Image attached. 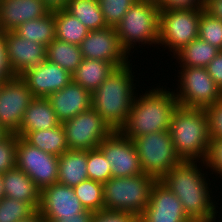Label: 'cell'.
I'll use <instances>...</instances> for the list:
<instances>
[{
  "label": "cell",
  "mask_w": 222,
  "mask_h": 222,
  "mask_svg": "<svg viewBox=\"0 0 222 222\" xmlns=\"http://www.w3.org/2000/svg\"><path fill=\"white\" fill-rule=\"evenodd\" d=\"M217 220H213V221H192V222H216Z\"/></svg>",
  "instance_id": "681fc988"
},
{
  "label": "cell",
  "mask_w": 222,
  "mask_h": 222,
  "mask_svg": "<svg viewBox=\"0 0 222 222\" xmlns=\"http://www.w3.org/2000/svg\"><path fill=\"white\" fill-rule=\"evenodd\" d=\"M3 195L28 203L35 211L40 207L41 190L22 170L15 167L1 174Z\"/></svg>",
  "instance_id": "44dd1931"
},
{
  "label": "cell",
  "mask_w": 222,
  "mask_h": 222,
  "mask_svg": "<svg viewBox=\"0 0 222 222\" xmlns=\"http://www.w3.org/2000/svg\"><path fill=\"white\" fill-rule=\"evenodd\" d=\"M88 178L104 184L111 177V166L104 154L98 149L87 150Z\"/></svg>",
  "instance_id": "836d02e7"
},
{
  "label": "cell",
  "mask_w": 222,
  "mask_h": 222,
  "mask_svg": "<svg viewBox=\"0 0 222 222\" xmlns=\"http://www.w3.org/2000/svg\"><path fill=\"white\" fill-rule=\"evenodd\" d=\"M5 31H0V80L3 82L13 77L6 56Z\"/></svg>",
  "instance_id": "60d3db41"
},
{
  "label": "cell",
  "mask_w": 222,
  "mask_h": 222,
  "mask_svg": "<svg viewBox=\"0 0 222 222\" xmlns=\"http://www.w3.org/2000/svg\"><path fill=\"white\" fill-rule=\"evenodd\" d=\"M204 162L206 163V170L207 168L211 169L210 172H212L210 174L216 175L217 173L218 177H222V139L210 141L209 150Z\"/></svg>",
  "instance_id": "74e56055"
},
{
  "label": "cell",
  "mask_w": 222,
  "mask_h": 222,
  "mask_svg": "<svg viewBox=\"0 0 222 222\" xmlns=\"http://www.w3.org/2000/svg\"><path fill=\"white\" fill-rule=\"evenodd\" d=\"M205 68L222 91V51Z\"/></svg>",
  "instance_id": "b9f144b4"
},
{
  "label": "cell",
  "mask_w": 222,
  "mask_h": 222,
  "mask_svg": "<svg viewBox=\"0 0 222 222\" xmlns=\"http://www.w3.org/2000/svg\"><path fill=\"white\" fill-rule=\"evenodd\" d=\"M139 222H192L179 198L160 181H156L150 200Z\"/></svg>",
  "instance_id": "2e32d148"
},
{
  "label": "cell",
  "mask_w": 222,
  "mask_h": 222,
  "mask_svg": "<svg viewBox=\"0 0 222 222\" xmlns=\"http://www.w3.org/2000/svg\"><path fill=\"white\" fill-rule=\"evenodd\" d=\"M60 124L49 100L35 97L27 107L16 135L23 137L27 132L51 129Z\"/></svg>",
  "instance_id": "7402d4cb"
},
{
  "label": "cell",
  "mask_w": 222,
  "mask_h": 222,
  "mask_svg": "<svg viewBox=\"0 0 222 222\" xmlns=\"http://www.w3.org/2000/svg\"><path fill=\"white\" fill-rule=\"evenodd\" d=\"M38 211L48 222H53L59 217H76L86 209L72 187L55 183L41 190Z\"/></svg>",
  "instance_id": "e0dca14e"
},
{
  "label": "cell",
  "mask_w": 222,
  "mask_h": 222,
  "mask_svg": "<svg viewBox=\"0 0 222 222\" xmlns=\"http://www.w3.org/2000/svg\"><path fill=\"white\" fill-rule=\"evenodd\" d=\"M36 211L26 202L3 196L0 199V222H20Z\"/></svg>",
  "instance_id": "1f68e13d"
},
{
  "label": "cell",
  "mask_w": 222,
  "mask_h": 222,
  "mask_svg": "<svg viewBox=\"0 0 222 222\" xmlns=\"http://www.w3.org/2000/svg\"><path fill=\"white\" fill-rule=\"evenodd\" d=\"M153 88L152 90L149 88V91L146 89L142 95L135 94L125 125L119 131L131 140L170 129L172 113L178 106L174 91L163 89V86Z\"/></svg>",
  "instance_id": "7a4b0ae2"
},
{
  "label": "cell",
  "mask_w": 222,
  "mask_h": 222,
  "mask_svg": "<svg viewBox=\"0 0 222 222\" xmlns=\"http://www.w3.org/2000/svg\"><path fill=\"white\" fill-rule=\"evenodd\" d=\"M204 0H160L158 6L160 10L170 9H202L204 8Z\"/></svg>",
  "instance_id": "ab89813d"
},
{
  "label": "cell",
  "mask_w": 222,
  "mask_h": 222,
  "mask_svg": "<svg viewBox=\"0 0 222 222\" xmlns=\"http://www.w3.org/2000/svg\"><path fill=\"white\" fill-rule=\"evenodd\" d=\"M198 37L222 51V21L202 8Z\"/></svg>",
  "instance_id": "d6a6232c"
},
{
  "label": "cell",
  "mask_w": 222,
  "mask_h": 222,
  "mask_svg": "<svg viewBox=\"0 0 222 222\" xmlns=\"http://www.w3.org/2000/svg\"><path fill=\"white\" fill-rule=\"evenodd\" d=\"M3 185H2V176L0 174V199L3 197Z\"/></svg>",
  "instance_id": "c3c4849f"
},
{
  "label": "cell",
  "mask_w": 222,
  "mask_h": 222,
  "mask_svg": "<svg viewBox=\"0 0 222 222\" xmlns=\"http://www.w3.org/2000/svg\"><path fill=\"white\" fill-rule=\"evenodd\" d=\"M159 12L158 3L137 0L115 27L122 47L128 55L139 44L159 47ZM141 44V45H140Z\"/></svg>",
  "instance_id": "5b68a950"
},
{
  "label": "cell",
  "mask_w": 222,
  "mask_h": 222,
  "mask_svg": "<svg viewBox=\"0 0 222 222\" xmlns=\"http://www.w3.org/2000/svg\"><path fill=\"white\" fill-rule=\"evenodd\" d=\"M20 222H48L39 211H36L28 219L22 220Z\"/></svg>",
  "instance_id": "bcb514c9"
},
{
  "label": "cell",
  "mask_w": 222,
  "mask_h": 222,
  "mask_svg": "<svg viewBox=\"0 0 222 222\" xmlns=\"http://www.w3.org/2000/svg\"><path fill=\"white\" fill-rule=\"evenodd\" d=\"M79 46L83 58L108 61L117 68L131 61L121 45L115 27L90 31Z\"/></svg>",
  "instance_id": "5bb4252c"
},
{
  "label": "cell",
  "mask_w": 222,
  "mask_h": 222,
  "mask_svg": "<svg viewBox=\"0 0 222 222\" xmlns=\"http://www.w3.org/2000/svg\"><path fill=\"white\" fill-rule=\"evenodd\" d=\"M62 125L70 150L96 149L113 132L93 108L66 120Z\"/></svg>",
  "instance_id": "30bf717a"
},
{
  "label": "cell",
  "mask_w": 222,
  "mask_h": 222,
  "mask_svg": "<svg viewBox=\"0 0 222 222\" xmlns=\"http://www.w3.org/2000/svg\"><path fill=\"white\" fill-rule=\"evenodd\" d=\"M17 135L9 134L0 141V174L16 167Z\"/></svg>",
  "instance_id": "d590c367"
},
{
  "label": "cell",
  "mask_w": 222,
  "mask_h": 222,
  "mask_svg": "<svg viewBox=\"0 0 222 222\" xmlns=\"http://www.w3.org/2000/svg\"><path fill=\"white\" fill-rule=\"evenodd\" d=\"M132 63L116 68L107 79L91 93L93 108L112 131H120L130 113L137 78L134 80ZM136 91V92H135Z\"/></svg>",
  "instance_id": "3957f363"
},
{
  "label": "cell",
  "mask_w": 222,
  "mask_h": 222,
  "mask_svg": "<svg viewBox=\"0 0 222 222\" xmlns=\"http://www.w3.org/2000/svg\"><path fill=\"white\" fill-rule=\"evenodd\" d=\"M95 216V212L86 210L80 214H76V217H59L53 222H92Z\"/></svg>",
  "instance_id": "7bdbcfd3"
},
{
  "label": "cell",
  "mask_w": 222,
  "mask_h": 222,
  "mask_svg": "<svg viewBox=\"0 0 222 222\" xmlns=\"http://www.w3.org/2000/svg\"><path fill=\"white\" fill-rule=\"evenodd\" d=\"M14 31L27 41L48 46L55 39L54 11L42 18L24 22Z\"/></svg>",
  "instance_id": "4316f807"
},
{
  "label": "cell",
  "mask_w": 222,
  "mask_h": 222,
  "mask_svg": "<svg viewBox=\"0 0 222 222\" xmlns=\"http://www.w3.org/2000/svg\"><path fill=\"white\" fill-rule=\"evenodd\" d=\"M108 27H116L137 0H98Z\"/></svg>",
  "instance_id": "e575fe53"
},
{
  "label": "cell",
  "mask_w": 222,
  "mask_h": 222,
  "mask_svg": "<svg viewBox=\"0 0 222 222\" xmlns=\"http://www.w3.org/2000/svg\"><path fill=\"white\" fill-rule=\"evenodd\" d=\"M54 21L55 38L66 43L80 45L90 32L78 18L65 9L54 11Z\"/></svg>",
  "instance_id": "f1b7e54d"
},
{
  "label": "cell",
  "mask_w": 222,
  "mask_h": 222,
  "mask_svg": "<svg viewBox=\"0 0 222 222\" xmlns=\"http://www.w3.org/2000/svg\"><path fill=\"white\" fill-rule=\"evenodd\" d=\"M202 9H170L159 12V45L173 55L198 38ZM165 45V46H164Z\"/></svg>",
  "instance_id": "ba28073f"
},
{
  "label": "cell",
  "mask_w": 222,
  "mask_h": 222,
  "mask_svg": "<svg viewBox=\"0 0 222 222\" xmlns=\"http://www.w3.org/2000/svg\"><path fill=\"white\" fill-rule=\"evenodd\" d=\"M169 132L182 161H205L210 136L204 108L178 105L172 113Z\"/></svg>",
  "instance_id": "277c9868"
},
{
  "label": "cell",
  "mask_w": 222,
  "mask_h": 222,
  "mask_svg": "<svg viewBox=\"0 0 222 222\" xmlns=\"http://www.w3.org/2000/svg\"><path fill=\"white\" fill-rule=\"evenodd\" d=\"M50 11L65 9L68 0H42Z\"/></svg>",
  "instance_id": "f6af8a7d"
},
{
  "label": "cell",
  "mask_w": 222,
  "mask_h": 222,
  "mask_svg": "<svg viewBox=\"0 0 222 222\" xmlns=\"http://www.w3.org/2000/svg\"><path fill=\"white\" fill-rule=\"evenodd\" d=\"M21 78L26 82L34 97L47 98L70 83L72 74L46 60L39 68L26 72Z\"/></svg>",
  "instance_id": "ac0fdd59"
},
{
  "label": "cell",
  "mask_w": 222,
  "mask_h": 222,
  "mask_svg": "<svg viewBox=\"0 0 222 222\" xmlns=\"http://www.w3.org/2000/svg\"><path fill=\"white\" fill-rule=\"evenodd\" d=\"M47 99L61 123L91 108V92L74 81L50 94Z\"/></svg>",
  "instance_id": "d6986e66"
},
{
  "label": "cell",
  "mask_w": 222,
  "mask_h": 222,
  "mask_svg": "<svg viewBox=\"0 0 222 222\" xmlns=\"http://www.w3.org/2000/svg\"><path fill=\"white\" fill-rule=\"evenodd\" d=\"M10 133L0 125V141L7 137Z\"/></svg>",
  "instance_id": "7dc6e473"
},
{
  "label": "cell",
  "mask_w": 222,
  "mask_h": 222,
  "mask_svg": "<svg viewBox=\"0 0 222 222\" xmlns=\"http://www.w3.org/2000/svg\"><path fill=\"white\" fill-rule=\"evenodd\" d=\"M198 163L182 161L171 168L159 181L179 198L185 213L192 221H213L217 219L216 217L222 218L217 216L218 203L213 201L215 199L211 195L212 189H209L211 186V181L208 183L209 176H204L206 173L202 167L206 168V163L204 161L201 163L198 161Z\"/></svg>",
  "instance_id": "6da1fadb"
},
{
  "label": "cell",
  "mask_w": 222,
  "mask_h": 222,
  "mask_svg": "<svg viewBox=\"0 0 222 222\" xmlns=\"http://www.w3.org/2000/svg\"><path fill=\"white\" fill-rule=\"evenodd\" d=\"M147 1H153V2H156V3L160 2V0H147Z\"/></svg>",
  "instance_id": "f907efd6"
},
{
  "label": "cell",
  "mask_w": 222,
  "mask_h": 222,
  "mask_svg": "<svg viewBox=\"0 0 222 222\" xmlns=\"http://www.w3.org/2000/svg\"><path fill=\"white\" fill-rule=\"evenodd\" d=\"M49 12L42 0H0V31H14L22 23Z\"/></svg>",
  "instance_id": "ffe728a7"
},
{
  "label": "cell",
  "mask_w": 222,
  "mask_h": 222,
  "mask_svg": "<svg viewBox=\"0 0 222 222\" xmlns=\"http://www.w3.org/2000/svg\"><path fill=\"white\" fill-rule=\"evenodd\" d=\"M87 179V150L68 149L59 156L58 183L73 188Z\"/></svg>",
  "instance_id": "603a6c76"
},
{
  "label": "cell",
  "mask_w": 222,
  "mask_h": 222,
  "mask_svg": "<svg viewBox=\"0 0 222 222\" xmlns=\"http://www.w3.org/2000/svg\"><path fill=\"white\" fill-rule=\"evenodd\" d=\"M6 56L13 76L22 77L26 72L39 68L46 60L47 46L27 41L15 31L5 35Z\"/></svg>",
  "instance_id": "9a60e30c"
},
{
  "label": "cell",
  "mask_w": 222,
  "mask_h": 222,
  "mask_svg": "<svg viewBox=\"0 0 222 222\" xmlns=\"http://www.w3.org/2000/svg\"><path fill=\"white\" fill-rule=\"evenodd\" d=\"M97 148L108 160L112 177H128L144 173L133 140L119 131H113Z\"/></svg>",
  "instance_id": "4fadbf2b"
},
{
  "label": "cell",
  "mask_w": 222,
  "mask_h": 222,
  "mask_svg": "<svg viewBox=\"0 0 222 222\" xmlns=\"http://www.w3.org/2000/svg\"><path fill=\"white\" fill-rule=\"evenodd\" d=\"M204 10L222 21V0H208L204 5Z\"/></svg>",
  "instance_id": "ee69618b"
},
{
  "label": "cell",
  "mask_w": 222,
  "mask_h": 222,
  "mask_svg": "<svg viewBox=\"0 0 222 222\" xmlns=\"http://www.w3.org/2000/svg\"><path fill=\"white\" fill-rule=\"evenodd\" d=\"M59 157L44 152L17 136L16 167L24 171L43 190L58 183Z\"/></svg>",
  "instance_id": "8fae6325"
},
{
  "label": "cell",
  "mask_w": 222,
  "mask_h": 222,
  "mask_svg": "<svg viewBox=\"0 0 222 222\" xmlns=\"http://www.w3.org/2000/svg\"><path fill=\"white\" fill-rule=\"evenodd\" d=\"M220 52L219 49L199 37L182 47L172 57L180 63V68L206 67ZM177 57V58H176Z\"/></svg>",
  "instance_id": "d4e9b609"
},
{
  "label": "cell",
  "mask_w": 222,
  "mask_h": 222,
  "mask_svg": "<svg viewBox=\"0 0 222 222\" xmlns=\"http://www.w3.org/2000/svg\"><path fill=\"white\" fill-rule=\"evenodd\" d=\"M156 181L145 173L111 177L103 184L104 210L126 212L139 217L149 203Z\"/></svg>",
  "instance_id": "8992f818"
},
{
  "label": "cell",
  "mask_w": 222,
  "mask_h": 222,
  "mask_svg": "<svg viewBox=\"0 0 222 222\" xmlns=\"http://www.w3.org/2000/svg\"><path fill=\"white\" fill-rule=\"evenodd\" d=\"M92 222H139V217L126 212L103 210L95 213Z\"/></svg>",
  "instance_id": "f35d334b"
},
{
  "label": "cell",
  "mask_w": 222,
  "mask_h": 222,
  "mask_svg": "<svg viewBox=\"0 0 222 222\" xmlns=\"http://www.w3.org/2000/svg\"><path fill=\"white\" fill-rule=\"evenodd\" d=\"M74 193L85 207L92 212L104 210L103 184L87 179L73 187Z\"/></svg>",
  "instance_id": "4dcf8cb0"
},
{
  "label": "cell",
  "mask_w": 222,
  "mask_h": 222,
  "mask_svg": "<svg viewBox=\"0 0 222 222\" xmlns=\"http://www.w3.org/2000/svg\"><path fill=\"white\" fill-rule=\"evenodd\" d=\"M65 10L89 30L107 28L98 0H68Z\"/></svg>",
  "instance_id": "83f0119b"
},
{
  "label": "cell",
  "mask_w": 222,
  "mask_h": 222,
  "mask_svg": "<svg viewBox=\"0 0 222 222\" xmlns=\"http://www.w3.org/2000/svg\"><path fill=\"white\" fill-rule=\"evenodd\" d=\"M22 138L30 145L58 157L68 150L62 123L51 129L27 132Z\"/></svg>",
  "instance_id": "484cf974"
},
{
  "label": "cell",
  "mask_w": 222,
  "mask_h": 222,
  "mask_svg": "<svg viewBox=\"0 0 222 222\" xmlns=\"http://www.w3.org/2000/svg\"><path fill=\"white\" fill-rule=\"evenodd\" d=\"M116 68L108 61L83 58L81 64L72 73V81L92 93Z\"/></svg>",
  "instance_id": "cb8c5ba5"
},
{
  "label": "cell",
  "mask_w": 222,
  "mask_h": 222,
  "mask_svg": "<svg viewBox=\"0 0 222 222\" xmlns=\"http://www.w3.org/2000/svg\"><path fill=\"white\" fill-rule=\"evenodd\" d=\"M204 109L208 118L210 141L222 139V98Z\"/></svg>",
  "instance_id": "8d00e7d4"
},
{
  "label": "cell",
  "mask_w": 222,
  "mask_h": 222,
  "mask_svg": "<svg viewBox=\"0 0 222 222\" xmlns=\"http://www.w3.org/2000/svg\"><path fill=\"white\" fill-rule=\"evenodd\" d=\"M34 98L21 77L5 80L0 87V125L10 134H17L24 113Z\"/></svg>",
  "instance_id": "7c38bea8"
},
{
  "label": "cell",
  "mask_w": 222,
  "mask_h": 222,
  "mask_svg": "<svg viewBox=\"0 0 222 222\" xmlns=\"http://www.w3.org/2000/svg\"><path fill=\"white\" fill-rule=\"evenodd\" d=\"M179 73L175 98L182 107L205 108L222 98V91L204 67H187ZM176 91V92H175Z\"/></svg>",
  "instance_id": "9c48e42d"
},
{
  "label": "cell",
  "mask_w": 222,
  "mask_h": 222,
  "mask_svg": "<svg viewBox=\"0 0 222 222\" xmlns=\"http://www.w3.org/2000/svg\"><path fill=\"white\" fill-rule=\"evenodd\" d=\"M46 58L71 74L81 64L83 59L79 45L66 43L57 38L47 46Z\"/></svg>",
  "instance_id": "f546056e"
},
{
  "label": "cell",
  "mask_w": 222,
  "mask_h": 222,
  "mask_svg": "<svg viewBox=\"0 0 222 222\" xmlns=\"http://www.w3.org/2000/svg\"><path fill=\"white\" fill-rule=\"evenodd\" d=\"M133 143L143 172L157 181L182 162L175 152L169 130L138 136Z\"/></svg>",
  "instance_id": "52a82bcc"
}]
</instances>
